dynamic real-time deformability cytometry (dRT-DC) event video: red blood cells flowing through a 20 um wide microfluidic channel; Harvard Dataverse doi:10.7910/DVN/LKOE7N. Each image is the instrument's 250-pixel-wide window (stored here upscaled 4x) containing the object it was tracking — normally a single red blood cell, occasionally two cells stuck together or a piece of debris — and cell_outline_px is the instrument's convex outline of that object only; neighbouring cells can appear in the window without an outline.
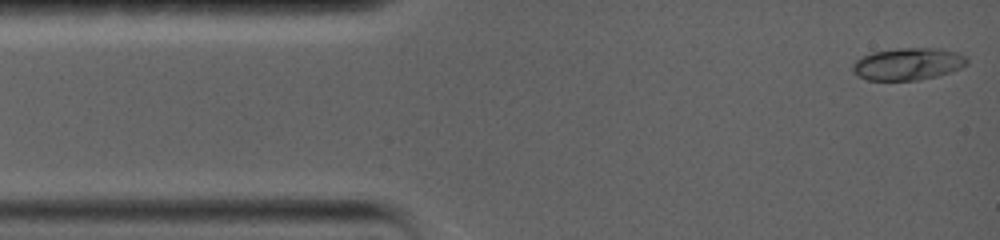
{"species": "common noctule bat (a hibernating species)", "species_latin": "Nyctalus noctula", "temperature_condition": "warm", "stored_images_in_passage": 8, "camera_frame_rate_fps": 5000, "um_per_image_px": 0.085, "animal": {"sex": "female", "body_mass_g": 19.0, "forearm_length_mm": 56.7}, "frame": {"image": 1, "passage_image": 1, "time_ms": 0.0, "image_size_px": [1000, 240], "cell_outline_px": [[968, 64], [960, 68], [936, 76], [920, 80], [868, 80], [856, 76], [852, 68], [852, 64], [856, 60], [872, 52], [896, 48], [940, 48], [956, 52], [964, 56], [968, 60]], "centroid_in_image_um": [77.16, 5.43], "position_along_channel_um": 7.8, "area_um2": 21.44}}
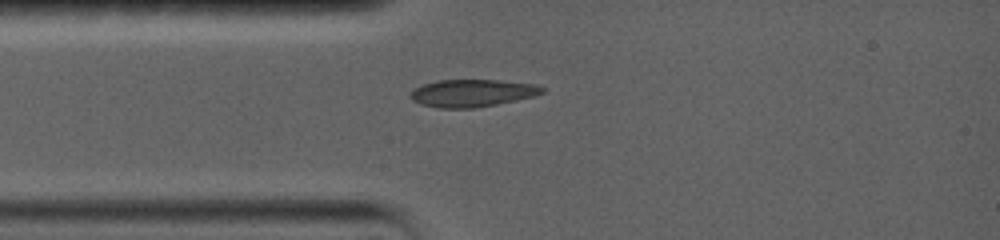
{"frame": {"image": 2, "passage_image": 8, "time_ms": 3.0, "image_size_px": [1000, 240], "cell_outline_px": [[548, 88], [544, 92], [536, 96], [476, 108], [440, 108], [420, 104], [412, 100], [408, 96], [416, 88], [424, 84], [436, 80], [500, 80], [536, 84]], "centroid_in_image_um": [40.19, 7.91], "position_along_channel_um": 44.8, "area_um2": 21.21}}